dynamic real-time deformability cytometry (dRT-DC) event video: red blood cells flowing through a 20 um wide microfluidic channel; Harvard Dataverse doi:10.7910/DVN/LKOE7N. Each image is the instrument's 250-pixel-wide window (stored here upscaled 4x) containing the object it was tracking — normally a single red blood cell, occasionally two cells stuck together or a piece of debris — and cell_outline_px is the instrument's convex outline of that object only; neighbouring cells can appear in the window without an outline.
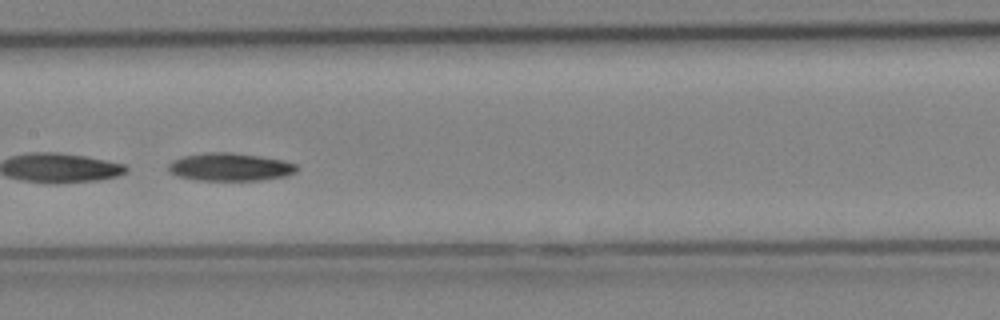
{"species": "Egyptian fruit bat (a non-hibernating species)", "species_latin": "Rousettus aegyptiacus", "temperature_condition": "cold", "stored_images_in_passage": 30, "segment_of_instrument_passage": [2, 2], "camera_frame_rate_fps": 3000, "um_per_image_px": 0.085, "animal": {"sex": "female"}, "frame": {"image": 1, "passage_image": 15, "time_ms": 4.667, "image_size_px": [1000, 320], "cell_outline_px": [[296, 172], [288, 176], [260, 180], [196, 180], [176, 176], [168, 172], [168, 164], [172, 160], [180, 156], [208, 152], [228, 152], [284, 160], [296, 164]], "centroid_in_image_um": [19.5, 14.2], "position_along_channel_um": 187.9, "area_um2": 20.98}}
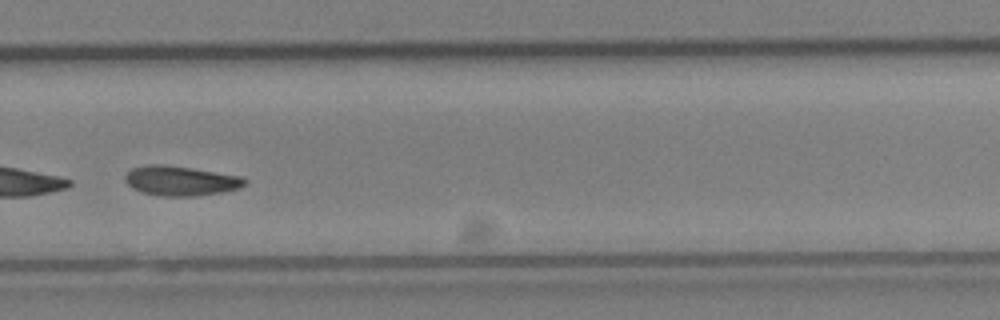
{"frame": {"image": 2, "passage_image": 21, "time_ms": 6.667, "image_size_px": [1000, 320], "cell_outline_px": [[248, 180], [240, 188], [220, 192], [196, 196], [160, 196], [144, 192], [132, 188], [124, 180], [124, 176], [132, 168], [144, 164], [164, 164], [192, 168], [240, 176]], "centroid_in_image_um": [15.32, 15.36], "position_along_channel_um": 314.5, "area_um2": 20.69}}
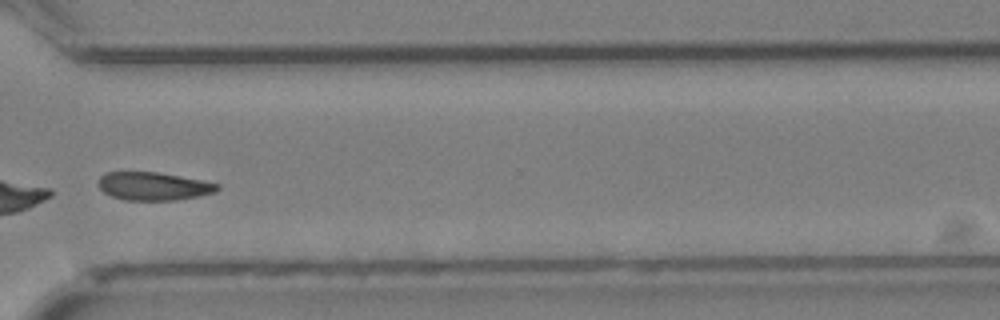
{"frame": {"image": 3, "passage_image": 23, "time_ms": 7.333, "image_size_px": [1000, 320], "cell_outline_px": [[220, 188], [216, 192], [200, 196], [176, 200], [124, 200], [112, 196], [104, 192], [100, 188], [100, 176], [108, 172], [156, 172], [180, 176], [220, 184]], "centroid_in_image_um": [13.09, 15.83], "position_along_channel_um": 357.5, "area_um2": 19.36}}